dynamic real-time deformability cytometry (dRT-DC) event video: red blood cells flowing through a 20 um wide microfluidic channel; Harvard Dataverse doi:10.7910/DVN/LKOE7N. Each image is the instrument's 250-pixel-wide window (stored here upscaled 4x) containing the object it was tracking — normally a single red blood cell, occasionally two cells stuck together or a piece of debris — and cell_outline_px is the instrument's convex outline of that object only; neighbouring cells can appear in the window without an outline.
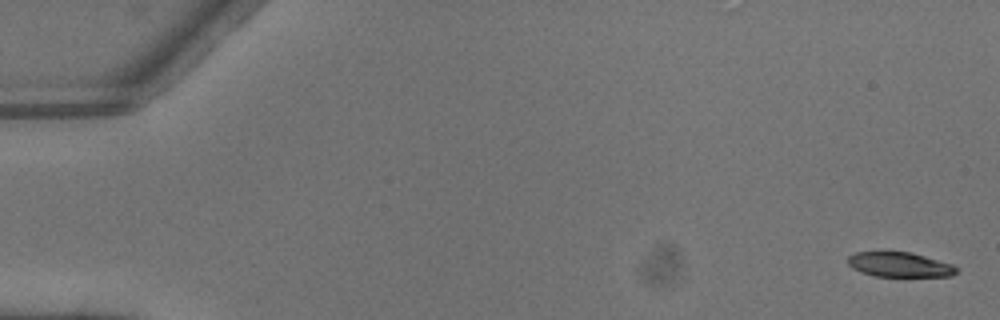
{"species": "common noctule bat (a hibernating species)", "species_latin": "Nyctalus noctula", "temperature_condition": "warm", "stored_images_in_passage": 6, "camera_frame_rate_fps": 3000, "um_per_image_px": 0.085, "animal": {"sex": "male", "body_mass_g": 13.3}, "frame": {"image": 1, "passage_image": 1, "time_ms": 0.0, "image_size_px": [1000, 320], "cell_outline_px": [[960, 268], [952, 276], [876, 276], [860, 272], [852, 268], [848, 264], [848, 256], [856, 252], [884, 248], [888, 248], [912, 252], [952, 264]], "centroid_in_image_um": [76.41, 22.43], "position_along_channel_um": 8.6, "area_um2": 16.53}}
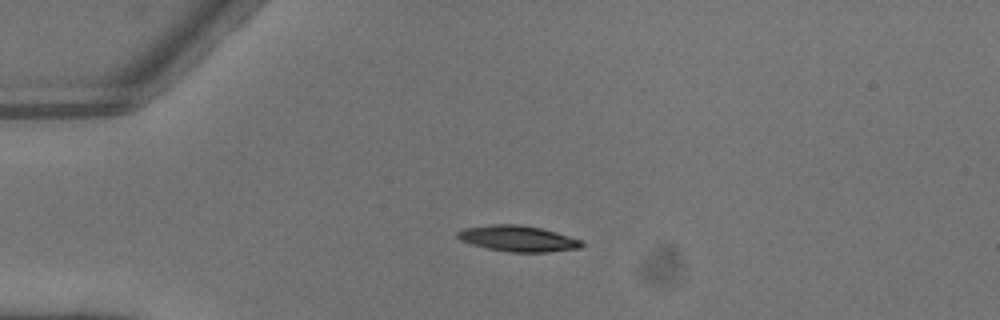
{"frame": {"image": 2, "passage_image": 4, "time_ms": 1.0, "image_size_px": [1000, 320], "cell_outline_px": [[584, 244], [580, 248], [548, 252], [508, 252], [488, 248], [472, 244], [460, 240], [456, 236], [456, 232], [464, 228], [492, 224], [520, 224], [540, 228], [556, 232], [584, 240]], "centroid_in_image_um": [44.04, 20.27], "position_along_channel_um": 41.0, "area_um2": 18.84}}
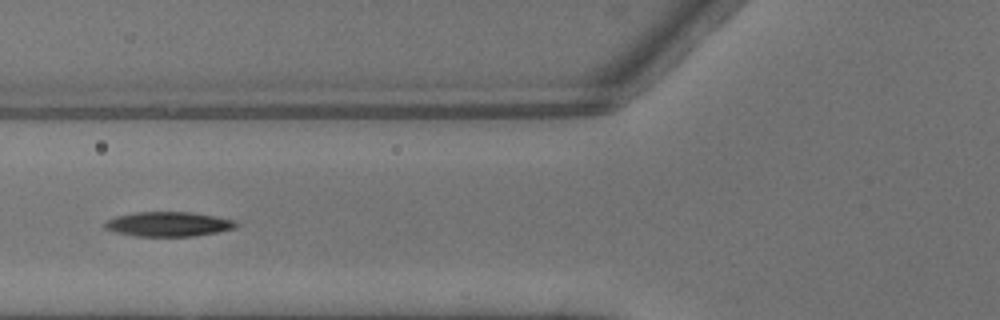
{"frame": {"image": 3, "passage_image": 6, "time_ms": 1.667, "image_size_px": [1000, 320], "cell_outline_px": [[236, 228], [216, 232], [192, 236], [136, 236], [116, 232], [104, 228], [104, 224], [108, 220], [116, 216], [136, 212], [192, 212], [216, 216], [236, 220]], "centroid_in_image_um": [14.32, 19.04], "position_along_channel_um": 111.5, "area_um2": 18.73}}